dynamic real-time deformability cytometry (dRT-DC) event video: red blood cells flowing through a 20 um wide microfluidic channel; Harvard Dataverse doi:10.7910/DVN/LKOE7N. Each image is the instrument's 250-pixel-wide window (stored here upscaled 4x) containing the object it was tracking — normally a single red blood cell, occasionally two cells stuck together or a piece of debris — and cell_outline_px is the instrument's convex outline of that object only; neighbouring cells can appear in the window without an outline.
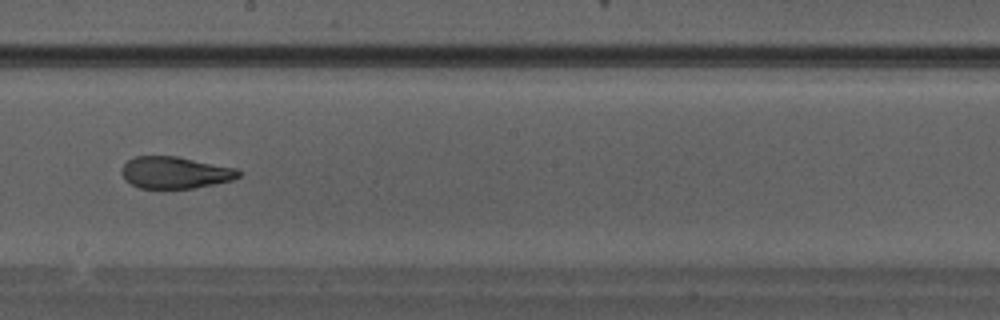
{"species": "Egyptian fruit bat (a non-hibernating species)", "species_latin": "Rousettus aegyptiacus", "temperature_condition": "warm", "stored_images_in_passage": 34, "camera_frame_rate_fps": 3000, "um_per_image_px": 0.085, "animal": {"sex": "male"}, "frame": {"image": 1, "passage_image": 20, "time_ms": 6.333, "image_size_px": [1000, 320], "cell_outline_px": [[240, 176], [232, 180], [192, 188], [140, 188], [132, 184], [120, 172], [124, 164], [128, 160], [136, 156], [176, 156], [236, 168], [240, 172]], "centroid_in_image_um": [14.88, 14.66], "position_along_channel_um": 233.3, "area_um2": 21.39}}